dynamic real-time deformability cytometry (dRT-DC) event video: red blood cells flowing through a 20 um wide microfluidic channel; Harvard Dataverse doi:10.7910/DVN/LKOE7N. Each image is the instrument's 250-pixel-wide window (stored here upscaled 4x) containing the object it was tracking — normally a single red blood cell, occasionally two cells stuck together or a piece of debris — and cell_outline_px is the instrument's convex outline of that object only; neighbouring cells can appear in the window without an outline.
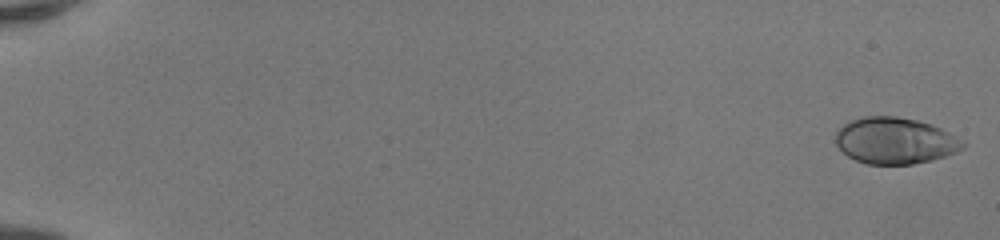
{"species": "human", "species_latin": "Homo sapiens", "temperature_condition": "room temperature", "stored_images_in_passage": 51, "camera_frame_rate_fps": 3000, "um_per_image_px": 0.085, "donor": {"sex": "female"}, "frame": {"image": 1, "passage_image": 1, "time_ms": 0.0, "image_size_px": [1000, 240], "cell_outline_px": [[964, 148], [956, 152], [944, 156], [912, 164], [868, 164], [856, 160], [848, 156], [836, 144], [836, 132], [844, 124], [852, 120], [864, 116], [896, 116], [916, 120], [940, 128], [948, 132], [964, 144]], "centroid_in_image_um": [76.04, 11.96], "position_along_channel_um": 9.0, "area_um2": 33.81}}
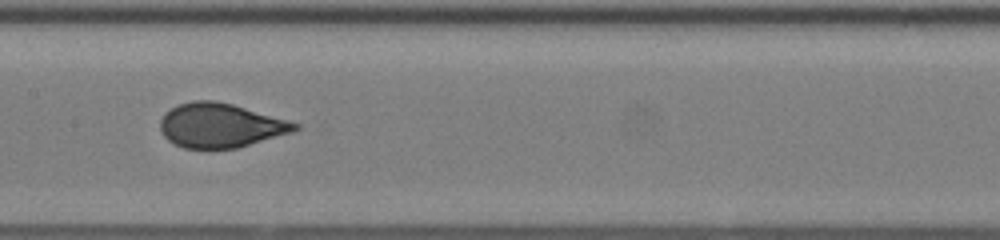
{"frame": {"image": 2, "passage_image": 28, "time_ms": 9.0, "image_size_px": [1000, 240], "cell_outline_px": [[300, 128], [292, 132], [236, 148], [184, 148], [168, 140], [160, 132], [160, 120], [164, 112], [180, 104], [192, 100], [216, 100], [232, 104], [288, 120], [300, 124]], "centroid_in_image_um": [18.71, 10.65], "position_along_channel_um": 188.7, "area_um2": 34.56}}
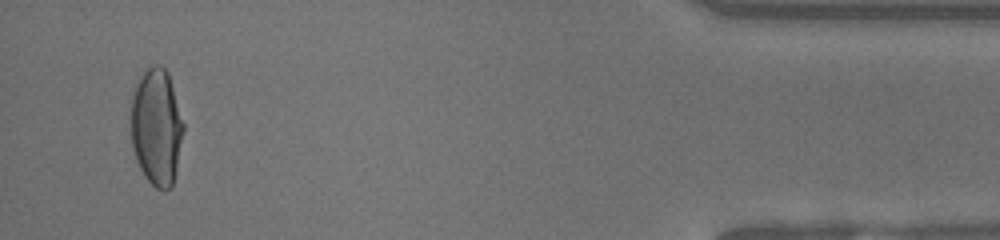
{"frame": {"image": 3, "passage_image": 49, "time_ms": 16.0, "image_size_px": [1000, 240], "cell_outline_px": [[184, 132], [172, 188], [156, 188], [144, 176], [136, 160], [132, 148], [132, 92], [140, 76], [152, 64], [160, 64], [168, 72], [184, 124]], "centroid_in_image_um": [13.31, 10.78], "position_along_channel_um": 421.9, "area_um2": 35.66}, "authors_computed_cell_mechanics": {"area_um2": 34.68, "velocity_mm_per_s": 4.2135, "shape_relaxation_time_tau1_ms": 5.6496, "shape_relaxation_time_tau2_ms": null, "deformation_change_tau1": 0.2386, "deformation_change_tau2": null}}